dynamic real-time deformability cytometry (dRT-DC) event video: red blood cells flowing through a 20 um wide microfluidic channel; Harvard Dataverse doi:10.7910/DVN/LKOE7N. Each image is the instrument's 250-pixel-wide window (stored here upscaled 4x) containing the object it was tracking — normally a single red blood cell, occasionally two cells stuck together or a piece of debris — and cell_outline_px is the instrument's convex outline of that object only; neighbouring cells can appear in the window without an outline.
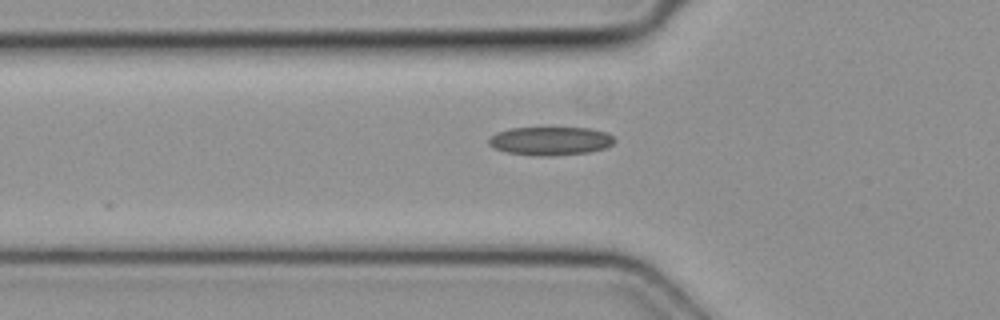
{"species": "common noctule bat (a hibernating species)", "species_latin": "Nyctalus noctula", "temperature_condition": "cold", "stored_images_in_passage": 36, "camera_frame_rate_fps": 3000, "um_per_image_px": 0.085, "animal": {"sex": "female", "body_mass_g": 19.3, "forearm_length_mm": 54.1}, "frame": {"image": 1, "passage_image": 5, "time_ms": 1.333, "image_size_px": [1000, 320], "cell_outline_px": [[616, 140], [612, 144], [604, 148], [588, 152], [552, 156], [536, 156], [508, 152], [492, 148], [488, 144], [488, 140], [496, 132], [508, 128], [592, 128], [608, 132]], "centroid_in_image_um": [46.78, 11.98], "position_along_channel_um": 79.0, "area_um2": 20.98}}
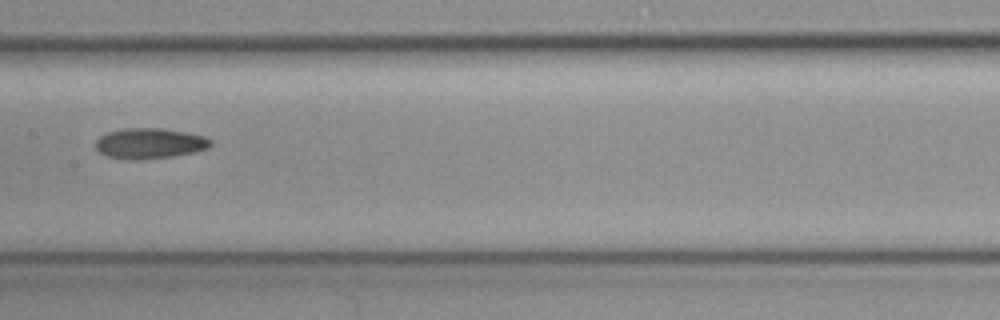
{"frame": {"image": 2, "passage_image": 13, "time_ms": 4.0, "image_size_px": [1000, 320], "cell_outline_px": [[212, 144], [208, 148], [192, 152], [172, 156], [144, 160], [128, 160], [108, 156], [96, 152], [96, 140], [100, 136], [108, 132], [124, 128], [160, 128], [184, 132], [204, 136], [212, 140]], "centroid_in_image_um": [12.68, 12.2], "position_along_channel_um": 194.7, "area_um2": 20.52}}
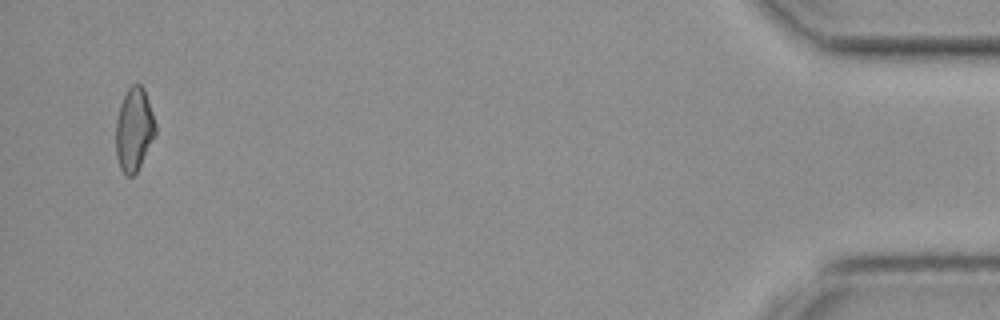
{"frame": {"image": 3, "passage_image": 35, "time_ms": 11.333, "image_size_px": [1000, 320], "cell_outline_px": [[156, 132], [136, 172], [132, 176], [128, 176], [120, 168], [116, 156], [116, 120], [120, 104], [128, 88], [132, 84], [140, 84], [144, 88], [156, 124]], "centroid_in_image_um": [11.38, 10.98], "position_along_channel_um": 423.8, "area_um2": 18.9}}